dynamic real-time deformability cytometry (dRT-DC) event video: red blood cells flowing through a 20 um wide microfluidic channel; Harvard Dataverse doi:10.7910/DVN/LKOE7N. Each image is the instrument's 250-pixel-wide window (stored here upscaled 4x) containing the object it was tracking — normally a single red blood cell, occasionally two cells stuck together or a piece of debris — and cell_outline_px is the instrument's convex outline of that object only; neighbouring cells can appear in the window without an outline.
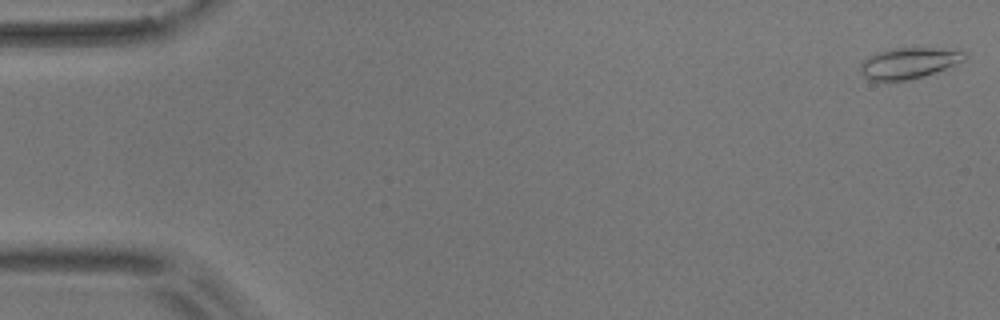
{"species": "common noctule bat (a hibernating species)", "species_latin": "Nyctalus noctula", "temperature_condition": "room temperature", "stored_images_in_passage": 55, "camera_frame_rate_fps": 3000, "um_per_image_px": 0.085, "animal": {"sex": "male", "body_mass_g": 17.9}, "frame": {"image": 1, "passage_image": 1, "time_ms": 0.0, "image_size_px": [1000, 320], "cell_outline_px": [[968, 56], [964, 60], [956, 64], [936, 72], [924, 76], [908, 80], [868, 80], [860, 72], [860, 64], [868, 56], [876, 52], [892, 48], [932, 48], [968, 52]], "centroid_in_image_um": [77.23, 5.36], "position_along_channel_um": 7.8, "area_um2": 18.79}}
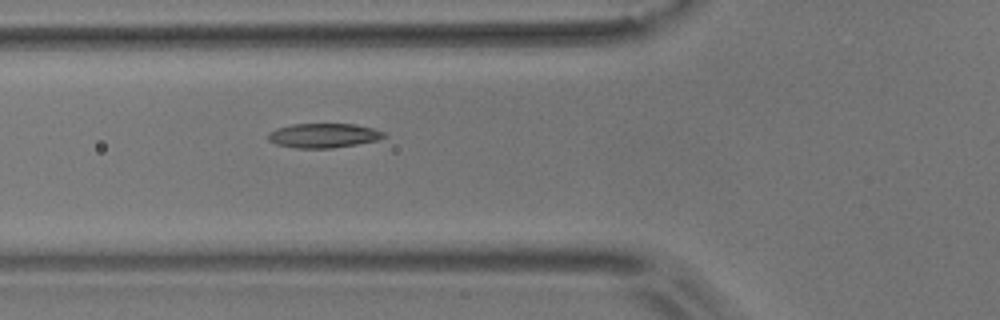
{"frame": {"image": 2, "passage_image": 20, "time_ms": 6.333, "image_size_px": [1000, 320], "cell_outline_px": [[384, 136], [380, 140], [332, 148], [296, 148], [276, 144], [268, 140], [268, 132], [276, 128], [292, 124], [356, 124], [372, 128], [384, 132]], "centroid_in_image_um": [27.48, 11.52], "position_along_channel_um": 98.3, "area_um2": 16.47}}
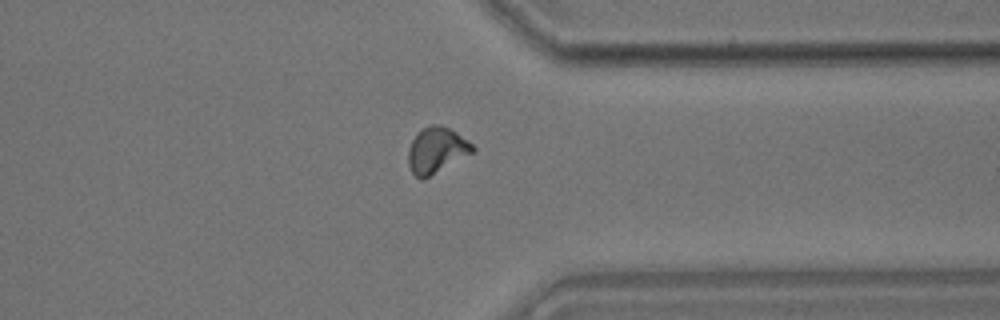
{"frame": {"image": 3, "passage_image": 43, "time_ms": 14.0, "image_size_px": [1000, 320], "cell_outline_px": [[476, 148], [472, 152], [428, 176], [420, 180], [412, 172], [408, 164], [408, 148], [416, 132], [432, 124], [440, 124], [456, 132], [468, 140]], "centroid_in_image_um": [37.07, 12.73], "position_along_channel_um": 374.3, "area_um2": 16.82}, "authors_computed_cell_mechanics": {"area_um2": 16.5308, "velocity_mm_per_s": 3.6418, "shape_relaxation_time_tau1_ms": 5.767, "shape_relaxation_time_tau2_ms": 3.546, "deformation_change_tau1": 0.1663, "deformation_change_tau2": 0.0848}}